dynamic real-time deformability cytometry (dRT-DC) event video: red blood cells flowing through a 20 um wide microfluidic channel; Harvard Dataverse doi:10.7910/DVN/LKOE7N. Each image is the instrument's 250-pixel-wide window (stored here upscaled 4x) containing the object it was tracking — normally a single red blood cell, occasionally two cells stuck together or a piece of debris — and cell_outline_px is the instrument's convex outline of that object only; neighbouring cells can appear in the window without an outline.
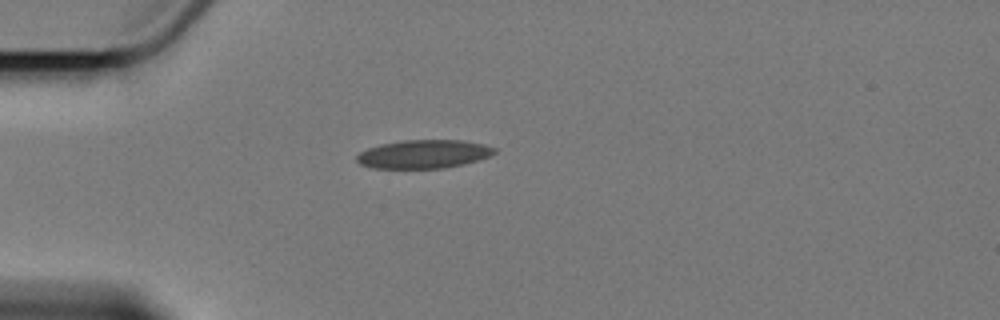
{"species": "Egyptian fruit bat (a non-hibernating species)", "species_latin": "Rousettus aegyptiacus", "temperature_condition": "cold", "stored_images_in_passage": 3, "camera_frame_rate_fps": 3000, "um_per_image_px": 0.085, "animal": {"sex": "female"}, "frame": {"image": 1, "passage_image": 3, "time_ms": 2.333, "image_size_px": [1000, 320], "cell_outline_px": [[496, 152], [488, 156], [464, 164], [444, 168], [372, 168], [360, 164], [356, 160], [356, 156], [360, 152], [368, 148], [380, 144], [404, 140], [460, 140], [480, 144], [496, 148]], "centroid_in_image_um": [35.96, 13.1], "position_along_channel_um": 49.0, "area_um2": 22.66}}